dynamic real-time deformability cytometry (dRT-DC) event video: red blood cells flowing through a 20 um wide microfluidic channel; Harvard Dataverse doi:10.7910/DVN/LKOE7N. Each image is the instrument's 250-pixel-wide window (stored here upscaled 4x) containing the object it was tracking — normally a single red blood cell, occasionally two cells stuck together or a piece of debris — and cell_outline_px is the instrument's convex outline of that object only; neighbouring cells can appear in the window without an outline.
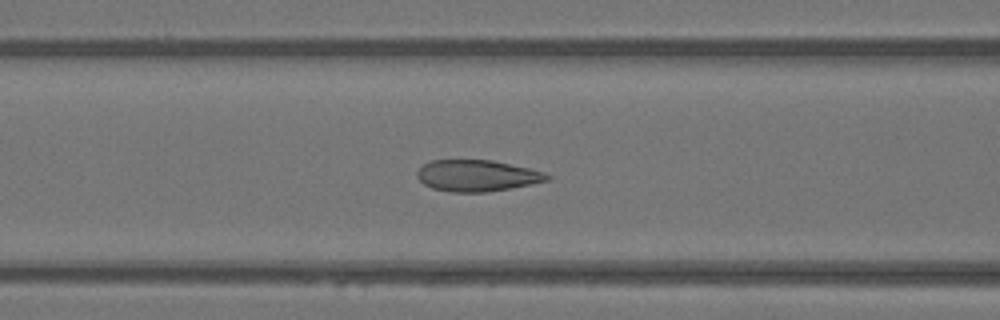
{"species": "Egyptian fruit bat (a non-hibernating species)", "species_latin": "Rousettus aegyptiacus", "temperature_condition": "warm", "stored_images_in_passage": 34, "camera_frame_rate_fps": 3000, "um_per_image_px": 0.085, "animal": {"sex": "female"}, "frame": {"image": 1, "passage_image": 11, "time_ms": 3.333, "image_size_px": [1000, 320], "cell_outline_px": [[552, 176], [548, 180], [532, 184], [512, 188], [488, 192], [452, 192], [432, 188], [424, 184], [416, 176], [416, 172], [424, 164], [432, 160], [492, 160], [528, 168], [544, 172]], "centroid_in_image_um": [40.55, 14.93], "position_along_channel_um": 126.1, "area_um2": 23.76}}
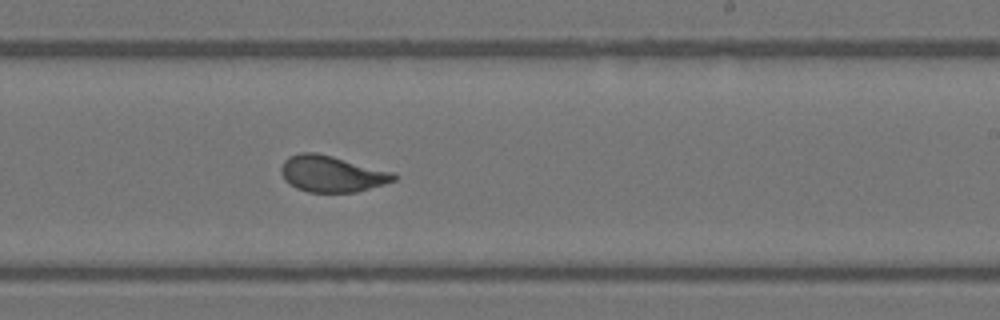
{"frame": {"image": 2, "passage_image": 21, "time_ms": 6.667, "image_size_px": [1000, 320], "cell_outline_px": [[400, 176], [396, 180], [384, 184], [356, 192], [308, 192], [296, 188], [284, 180], [280, 172], [280, 168], [284, 160], [288, 156], [300, 152], [316, 152], [396, 172]], "centroid_in_image_um": [28.22, 14.77], "position_along_channel_um": 260.8, "area_um2": 24.16}}
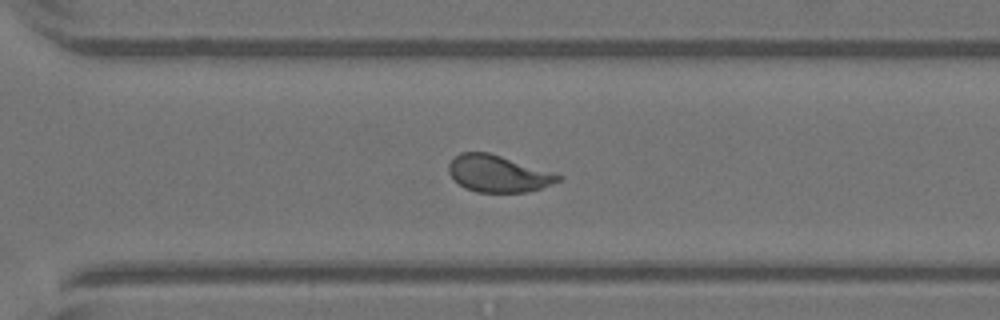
{"frame": {"image": 3, "passage_image": 26, "time_ms": 8.333, "image_size_px": [1000, 320], "cell_outline_px": [[564, 176], [560, 180], [552, 184], [528, 192], [476, 192], [464, 188], [452, 180], [448, 172], [448, 164], [460, 152], [488, 152], [552, 172]], "centroid_in_image_um": [42.3, 14.77], "position_along_channel_um": 328.3, "area_um2": 23.47}, "authors_computed_cell_mechanics": {"area_um2": 23.8136, "velocity_mm_per_s": 4.0528, "shape_relaxation_time_tau1_ms": 3.9178, "shape_relaxation_time_tau2_ms": null, "deformation_change_tau1": 0.1317, "deformation_change_tau2": null}}